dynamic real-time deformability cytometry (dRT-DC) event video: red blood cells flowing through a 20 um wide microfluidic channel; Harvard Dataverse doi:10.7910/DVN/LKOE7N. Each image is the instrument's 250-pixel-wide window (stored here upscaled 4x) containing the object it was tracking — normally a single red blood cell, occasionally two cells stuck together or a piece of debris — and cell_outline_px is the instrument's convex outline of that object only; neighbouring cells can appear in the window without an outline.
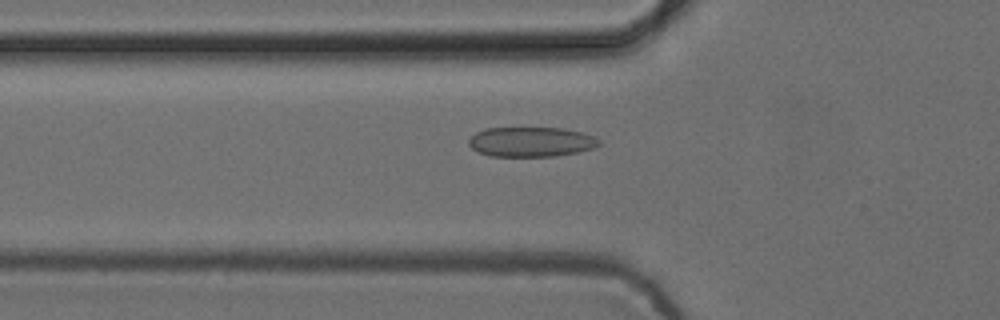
{"species": "common noctule bat (a hibernating species)", "species_latin": "Nyctalus noctula", "temperature_condition": "cold", "stored_images_in_passage": 52, "camera_frame_rate_fps": 3000, "um_per_image_px": 0.085, "animal": {"sex": "female", "body_mass_g": 24.6, "forearm_length_mm": 56.2}, "frame": {"image": 1, "passage_image": 18, "time_ms": 5.667, "image_size_px": [1000, 320], "cell_outline_px": [[600, 144], [596, 148], [556, 156], [488, 156], [472, 148], [468, 144], [468, 140], [476, 132], [488, 128], [564, 128], [596, 136], [600, 140]], "centroid_in_image_um": [45.17, 12.06], "position_along_channel_um": 80.6, "area_um2": 22.66}}
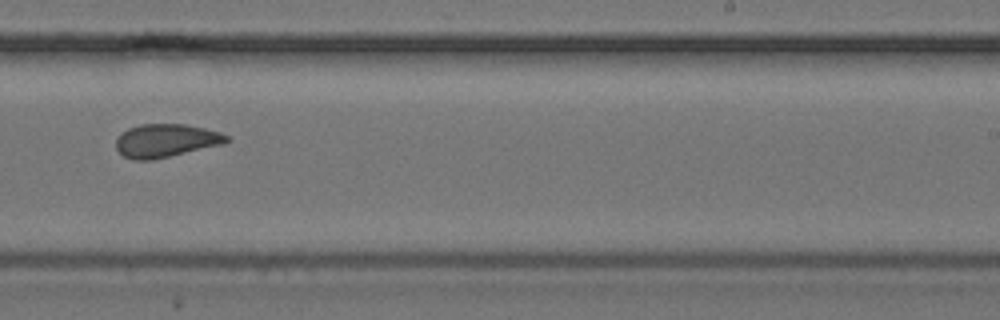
{"frame": {"image": 2, "passage_image": 33, "time_ms": 10.667, "image_size_px": [1000, 320], "cell_outline_px": [[232, 140], [224, 144], [152, 160], [132, 160], [124, 156], [116, 148], [116, 140], [128, 128], [140, 124], [184, 124], [204, 128], [220, 132], [228, 136]], "centroid_in_image_um": [14.13, 11.95], "position_along_channel_um": 274.9, "area_um2": 21.39}}
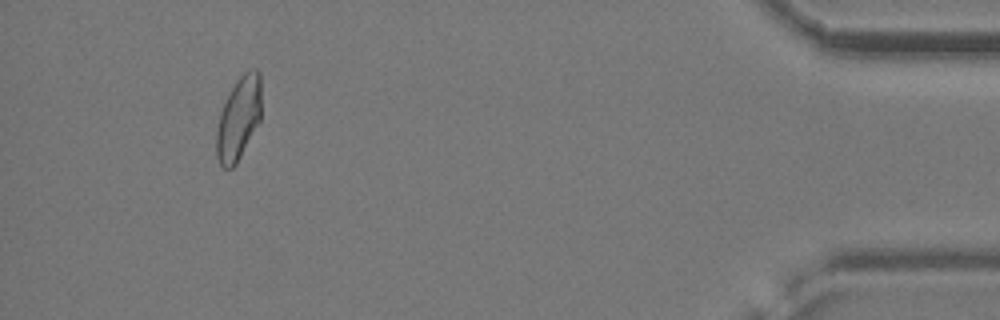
{"frame": {"image": 3, "passage_image": 49, "time_ms": 16.0, "image_size_px": [1000, 320], "cell_outline_px": [[260, 120], [236, 164], [232, 168], [224, 168], [220, 164], [216, 156], [216, 132], [220, 112], [236, 80], [244, 72], [252, 68], [256, 68], [260, 72]], "centroid_in_image_um": [20.28, 10.06], "position_along_channel_um": 414.9, "area_um2": 21.5}, "authors_computed_cell_mechanics": {"area_um2": 21.964, "velocity_mm_per_s": 3.8826, "shape_relaxation_time_tau1_ms": 7.389, "shape_relaxation_time_tau2_ms": 1.9248, "deformation_change_tau1": 0.1563, "deformation_change_tau2": 0.0719}}